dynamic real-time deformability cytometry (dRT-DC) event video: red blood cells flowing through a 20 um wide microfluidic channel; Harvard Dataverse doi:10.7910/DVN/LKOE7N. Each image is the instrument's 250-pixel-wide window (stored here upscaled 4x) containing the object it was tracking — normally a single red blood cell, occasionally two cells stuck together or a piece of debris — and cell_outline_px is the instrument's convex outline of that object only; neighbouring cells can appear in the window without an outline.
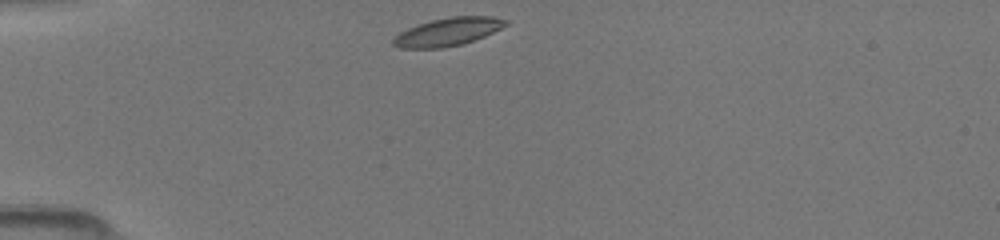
{"species": "common noctule bat (a hibernating species)", "species_latin": "Nyctalus noctula", "temperature_condition": "room temperature", "stored_images_in_passage": 36, "camera_frame_rate_fps": 3000, "um_per_image_px": 0.085, "animal": {"sex": "female", "body_mass_g": 19.5, "forearm_length_mm": 54.1}, "frame": {"image": 1, "passage_image": 1, "time_ms": 0.0, "image_size_px": [1000, 240], "cell_outline_px": [[512, 24], [484, 36], [460, 44], [444, 48], [400, 48], [392, 44], [392, 40], [400, 32], [408, 28], [432, 20], [452, 16], [492, 16], [508, 20]], "centroid_in_image_um": [38.12, 2.69], "position_along_channel_um": 46.9, "area_um2": 18.32}}
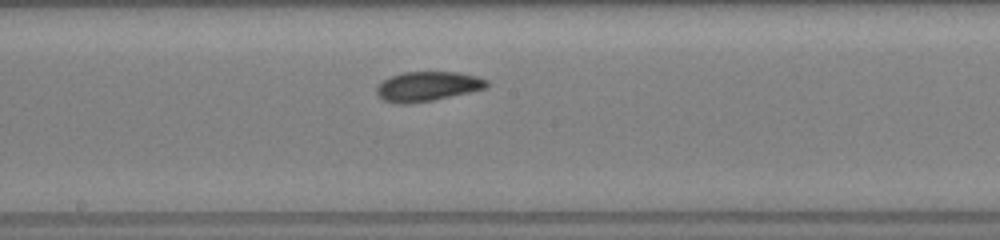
{"frame": {"image": 2, "passage_image": 15, "time_ms": 4.667, "image_size_px": [1000, 240], "cell_outline_px": [[488, 88], [432, 100], [408, 104], [400, 104], [384, 100], [376, 96], [376, 88], [384, 80], [392, 76], [404, 72], [456, 72], [476, 76], [488, 80]], "centroid_in_image_um": [36.34, 7.34], "position_along_channel_um": 211.9, "area_um2": 18.9}}
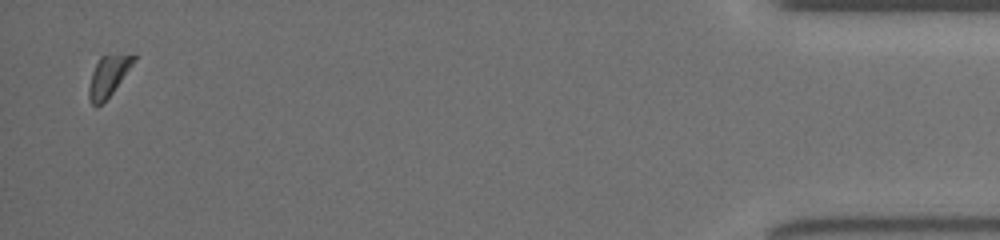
{"frame": {"image": 3, "passage_image": 36, "time_ms": 11.667, "image_size_px": [1000, 240], "cell_outline_px": [[136, 60], [112, 92], [100, 104], [92, 104], [88, 96], [88, 88], [92, 72], [100, 56], [136, 56]], "centroid_in_image_um": [9.17, 6.48], "position_along_channel_um": 426.0, "area_um2": 10.0}}